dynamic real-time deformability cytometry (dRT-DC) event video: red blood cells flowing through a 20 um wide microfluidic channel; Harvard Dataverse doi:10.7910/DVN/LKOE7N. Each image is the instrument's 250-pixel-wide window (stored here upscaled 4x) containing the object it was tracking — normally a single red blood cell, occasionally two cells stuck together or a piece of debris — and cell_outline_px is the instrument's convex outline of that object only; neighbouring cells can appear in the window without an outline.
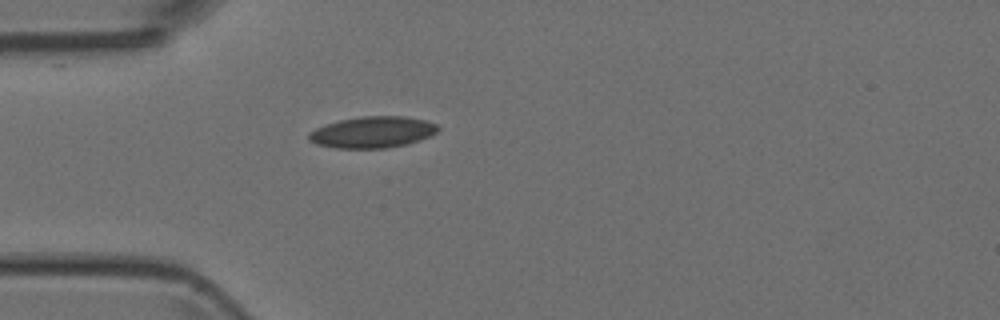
{"species": "Egyptian fruit bat (a non-hibernating species)", "species_latin": "Rousettus aegyptiacus", "temperature_condition": "room temperature", "stored_images_in_passage": 5, "camera_frame_rate_fps": 3000, "um_per_image_px": 0.085, "animal": {"sex": "female"}, "frame": {"image": 1, "passage_image": 5, "time_ms": 5.333, "image_size_px": [1000, 320], "cell_outline_px": [[440, 128], [436, 132], [420, 140], [408, 144], [384, 148], [336, 148], [316, 144], [308, 140], [308, 132], [324, 124], [340, 120], [360, 116], [404, 116], [424, 120], [436, 124]], "centroid_in_image_um": [31.63, 11.23], "position_along_channel_um": 53.4, "area_um2": 23.64}}